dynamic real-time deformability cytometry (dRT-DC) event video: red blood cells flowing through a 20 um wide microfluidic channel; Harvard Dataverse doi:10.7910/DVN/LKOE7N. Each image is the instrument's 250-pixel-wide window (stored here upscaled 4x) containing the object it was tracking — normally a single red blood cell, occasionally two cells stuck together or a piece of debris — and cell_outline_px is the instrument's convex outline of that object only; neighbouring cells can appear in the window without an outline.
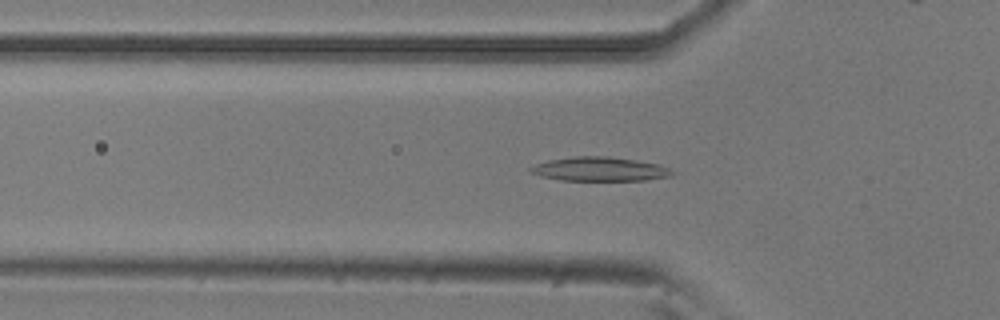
{"species": "common noctule bat (a hibernating species)", "species_latin": "Nyctalus noctula", "temperature_condition": "room temperature", "stored_images_in_passage": 44, "camera_frame_rate_fps": 3000, "um_per_image_px": 0.085, "animal": {"sex": "male", "body_mass_g": 20.5, "forearm_length_mm": 52.5}, "frame": {"image": 1, "passage_image": 13, "time_ms": 4.0, "image_size_px": [1000, 320], "cell_outline_px": [[676, 172], [672, 176], [644, 180], [560, 180], [540, 176], [532, 172], [528, 168], [536, 164], [548, 160], [576, 156], [608, 156], [636, 160], [660, 164]], "centroid_in_image_um": [51.0, 14.37], "position_along_channel_um": 74.8, "area_um2": 19.83}}
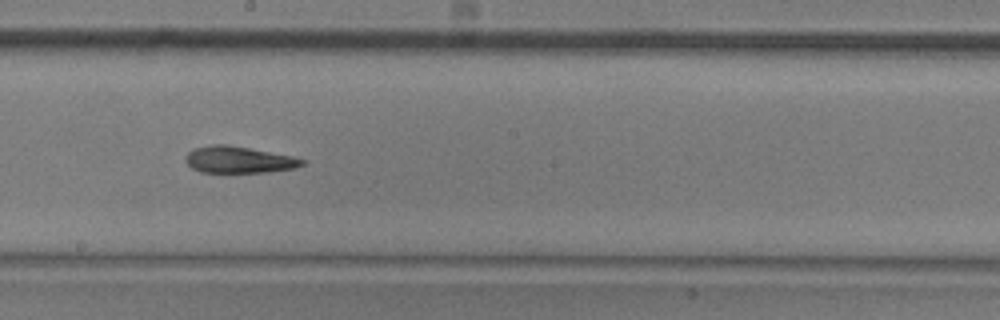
{"frame": {"image": 2, "passage_image": 25, "time_ms": 8.0, "image_size_px": [1000, 320], "cell_outline_px": [[304, 164], [296, 168], [264, 172], [200, 172], [192, 168], [184, 160], [188, 152], [192, 148], [212, 144], [228, 144], [292, 156], [304, 160]], "centroid_in_image_um": [20.25, 13.57], "position_along_channel_um": 227.9, "area_um2": 18.09}}
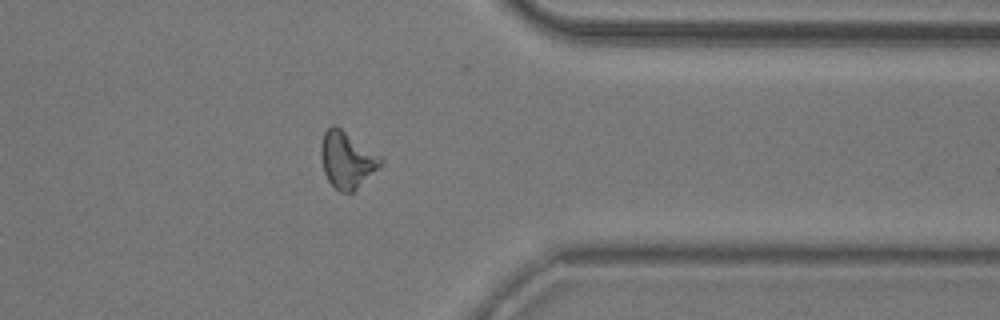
{"frame": {"image": 3, "passage_image": 38, "time_ms": 12.333, "image_size_px": [1000, 320], "cell_outline_px": [[384, 160], [352, 192], [340, 192], [328, 180], [324, 172], [320, 156], [320, 148], [324, 132], [332, 124], [336, 124], [380, 156]], "centroid_in_image_um": [29.44, 13.54], "position_along_channel_um": 382.0, "area_um2": 19.19}}